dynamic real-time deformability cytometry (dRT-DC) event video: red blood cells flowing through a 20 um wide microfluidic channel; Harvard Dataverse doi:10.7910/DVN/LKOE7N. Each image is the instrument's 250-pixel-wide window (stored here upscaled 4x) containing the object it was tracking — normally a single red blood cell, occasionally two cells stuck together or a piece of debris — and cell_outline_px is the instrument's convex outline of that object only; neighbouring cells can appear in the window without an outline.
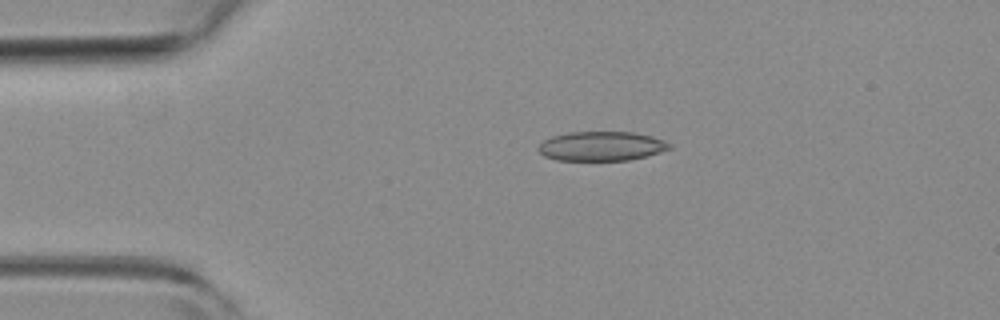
{"species": "common noctule bat (a hibernating species)", "species_latin": "Nyctalus noctula", "temperature_condition": "room temperature", "stored_images_in_passage": 2, "camera_frame_rate_fps": 3000, "um_per_image_px": 0.085, "animal": {"sex": "female", "body_mass_g": 19.3, "forearm_length_mm": 54.1}, "frame": {"image": 1, "passage_image": 1, "time_ms": 0.0, "image_size_px": [1000, 320], "cell_outline_px": [[672, 148], [660, 152], [628, 160], [556, 160], [544, 156], [536, 148], [544, 140], [552, 136], [568, 132], [632, 132], [652, 136], [664, 140], [672, 144]], "centroid_in_image_um": [51.12, 12.42], "position_along_channel_um": 33.9, "area_um2": 22.43}}